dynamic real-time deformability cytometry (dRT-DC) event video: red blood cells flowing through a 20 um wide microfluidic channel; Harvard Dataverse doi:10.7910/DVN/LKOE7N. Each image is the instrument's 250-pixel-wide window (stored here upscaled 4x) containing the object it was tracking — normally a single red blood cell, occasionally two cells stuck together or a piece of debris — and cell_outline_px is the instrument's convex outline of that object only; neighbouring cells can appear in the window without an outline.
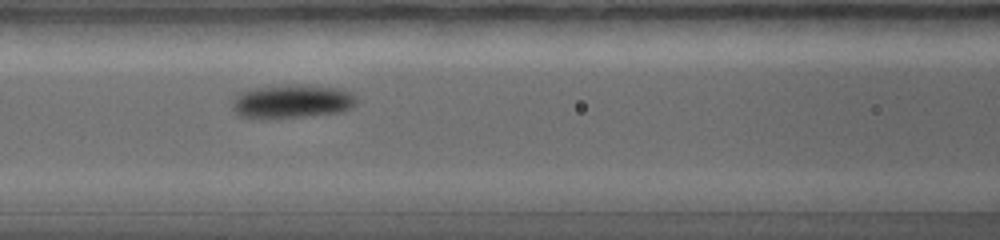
{"species": "common noctule bat (a hibernating species)", "species_latin": "Nyctalus noctula", "temperature_condition": "warm", "stored_images_in_passage": 16, "camera_frame_rate_fps": 5000, "um_per_image_px": 0.085, "animal": {"sex": "female", "body_mass_g": 19.0, "forearm_length_mm": 56.7}, "frame": {"image": 1, "passage_image": 6, "time_ms": 2.6, "image_size_px": [1000, 240], "cell_outline_px": [[356, 104], [352, 108], [344, 112], [272, 120], [264, 120], [236, 116], [232, 108], [232, 100], [236, 92], [252, 88], [280, 84], [308, 84], [344, 88], [352, 92], [356, 96]], "centroid_in_image_um": [24.78, 8.62], "position_along_channel_um": 141.8, "area_um2": 25.95}}
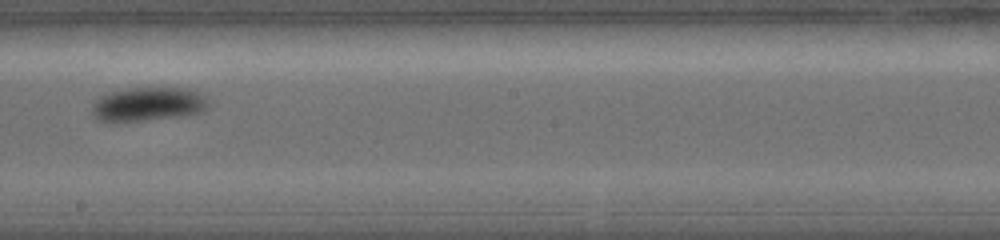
{"frame": {"image": 2, "passage_image": 9, "time_ms": 4.0, "image_size_px": [1000, 240], "cell_outline_px": [[208, 108], [204, 112], [188, 116], [116, 124], [112, 124], [96, 120], [92, 112], [92, 104], [100, 96], [108, 92], [128, 88], [188, 88], [200, 92], [208, 100]], "centroid_in_image_um": [12.57, 8.9], "position_along_channel_um": 235.6, "area_um2": 24.1}}
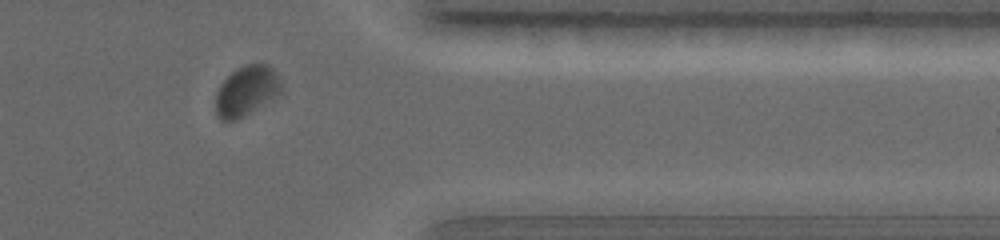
{"frame": {"image": 3, "passage_image": 15, "time_ms": 6.4, "image_size_px": [1000, 240], "cell_outline_px": [[280, 92], [276, 96], [244, 116], [236, 120], [220, 120], [216, 116], [216, 92], [220, 84], [232, 72], [248, 64], [268, 64], [272, 68], [280, 80]], "centroid_in_image_um": [20.92, 7.74], "position_along_channel_um": 390.5, "area_um2": 18.73}}